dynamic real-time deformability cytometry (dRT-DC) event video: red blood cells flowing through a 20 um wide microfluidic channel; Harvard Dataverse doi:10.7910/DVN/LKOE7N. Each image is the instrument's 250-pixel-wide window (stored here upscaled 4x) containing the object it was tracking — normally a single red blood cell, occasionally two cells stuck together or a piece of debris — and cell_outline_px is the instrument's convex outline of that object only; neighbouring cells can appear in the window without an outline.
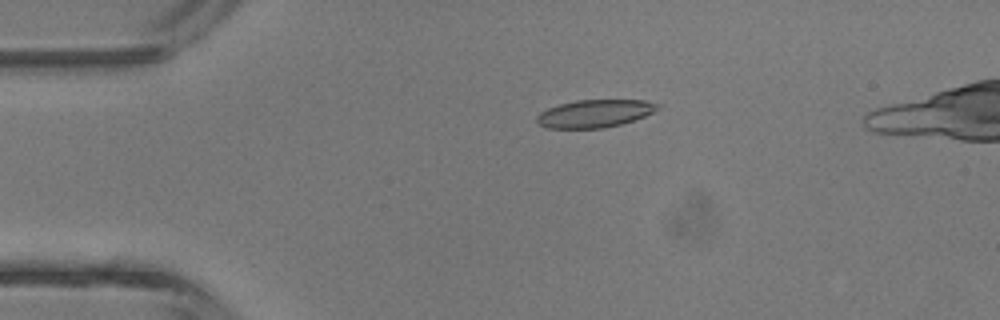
{"species": "common noctule bat (a hibernating species)", "species_latin": "Nyctalus noctula", "temperature_condition": "room temperature", "stored_images_in_passage": 4, "camera_frame_rate_fps": 3000, "um_per_image_px": 0.085, "animal": {"sex": "male", "body_mass_g": 13.3}, "frame": {"image": 1, "passage_image": 4, "time_ms": 4.0, "image_size_px": [1000, 320], "cell_outline_px": [[660, 108], [644, 116], [620, 124], [604, 128], [548, 128], [540, 124], [536, 120], [536, 116], [540, 112], [548, 108], [560, 104], [576, 100], [648, 100], [660, 104]], "centroid_in_image_um": [50.56, 9.64], "position_along_channel_um": 34.4, "area_um2": 19.42}}